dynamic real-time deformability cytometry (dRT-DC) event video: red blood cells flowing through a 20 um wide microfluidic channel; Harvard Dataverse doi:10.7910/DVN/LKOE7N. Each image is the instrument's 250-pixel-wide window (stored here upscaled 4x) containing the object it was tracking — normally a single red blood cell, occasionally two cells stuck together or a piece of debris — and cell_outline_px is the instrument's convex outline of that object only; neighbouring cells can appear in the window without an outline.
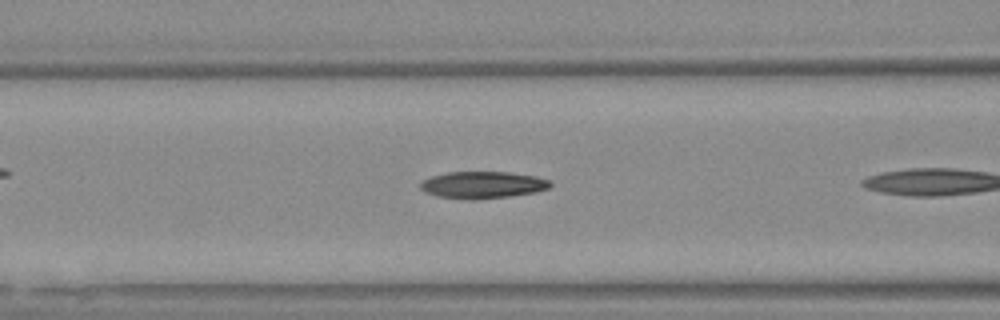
{"species": "Egyptian fruit bat (a non-hibernating species)", "species_latin": "Rousettus aegyptiacus", "temperature_condition": "warm", "stored_images_in_passage": 11, "camera_frame_rate_fps": 3000, "um_per_image_px": 0.085, "animal": {"sex": "female"}, "frame": {"image": 1, "passage_image": 7, "time_ms": 2.0, "image_size_px": [1000, 320], "cell_outline_px": [[552, 184], [548, 188], [536, 192], [508, 196], [436, 196], [424, 192], [420, 188], [420, 184], [424, 180], [432, 176], [448, 172], [508, 172], [536, 176], [548, 180]], "centroid_in_image_um": [41.06, 15.66], "position_along_channel_um": 125.5, "area_um2": 19.25}}
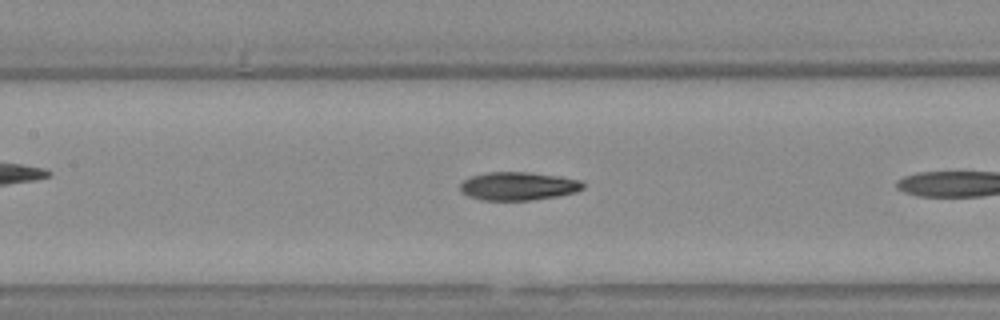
{"frame": {"image": 2, "passage_image": 10, "time_ms": 3.0, "image_size_px": [1000, 320], "cell_outline_px": [[584, 188], [576, 192], [556, 196], [532, 200], [484, 200], [468, 196], [460, 192], [460, 184], [464, 180], [472, 176], [488, 172], [528, 172], [556, 176], [580, 180], [584, 184]], "centroid_in_image_um": [44.03, 15.82], "position_along_channel_um": 163.4, "area_um2": 20.11}}